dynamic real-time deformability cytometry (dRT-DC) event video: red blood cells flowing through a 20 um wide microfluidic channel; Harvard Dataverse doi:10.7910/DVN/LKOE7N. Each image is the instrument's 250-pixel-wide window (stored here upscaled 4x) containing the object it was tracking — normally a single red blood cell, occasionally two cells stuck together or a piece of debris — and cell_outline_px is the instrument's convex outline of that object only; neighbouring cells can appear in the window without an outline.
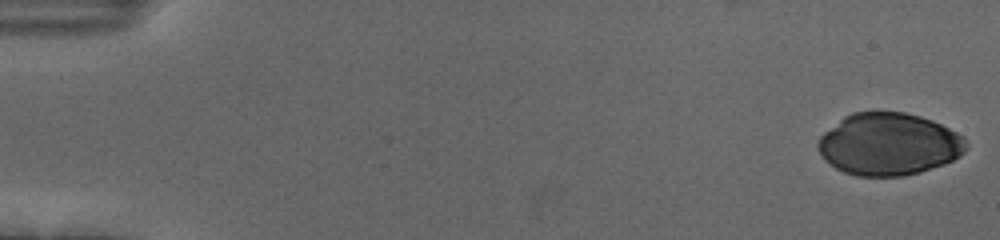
{"species": "human", "species_latin": "Homo sapiens", "temperature_condition": "cold", "stored_images_in_passage": 55, "camera_frame_rate_fps": 3000, "um_per_image_px": 0.085, "donor": {"sex": "female"}, "frame": {"image": 1, "passage_image": 1, "time_ms": 0.0, "image_size_px": [1000, 240], "cell_outline_px": [[968, 148], [960, 156], [944, 164], [920, 172], [904, 176], [856, 176], [844, 172], [836, 168], [820, 152], [816, 144], [820, 136], [824, 132], [844, 116], [852, 112], [904, 112], [920, 116], [932, 120], [964, 136], [968, 144]], "centroid_in_image_um": [75.57, 12.25], "position_along_channel_um": 9.4, "area_um2": 53.7}}
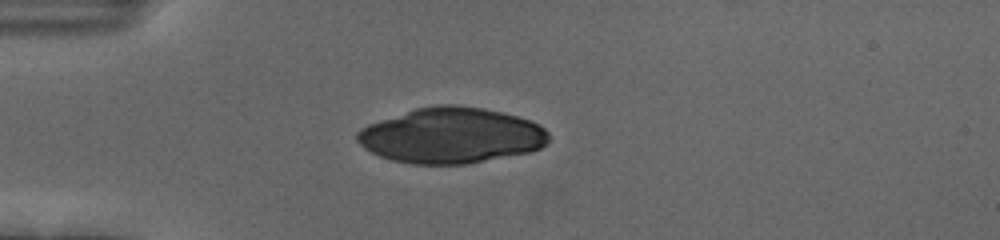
{"frame": {"image": 2, "passage_image": 15, "time_ms": 4.667, "image_size_px": [1000, 240], "cell_outline_px": [[548, 140], [540, 148], [532, 152], [468, 164], [412, 164], [392, 160], [380, 156], [364, 148], [356, 140], [356, 132], [360, 128], [368, 124], [416, 108], [436, 104], [456, 104], [484, 108], [516, 116], [540, 124], [548, 132]], "centroid_in_image_um": [38.35, 11.52], "position_along_channel_um": 46.6, "area_um2": 62.25}}
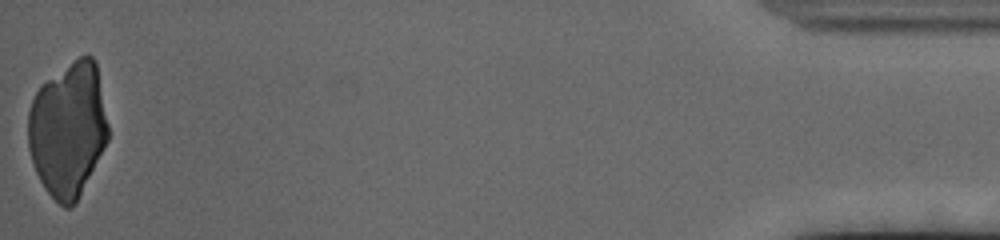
{"frame": {"image": 3, "passage_image": 55, "time_ms": 18.0, "image_size_px": [1000, 240], "cell_outline_px": [[108, 140], [104, 148], [72, 208], [64, 208], [44, 188], [36, 172], [28, 148], [28, 112], [32, 100], [36, 92], [48, 80], [80, 56], [88, 52], [96, 60], [108, 124]], "centroid_in_image_um": [5.79, 10.99], "position_along_channel_um": 429.4, "area_um2": 62.25}}